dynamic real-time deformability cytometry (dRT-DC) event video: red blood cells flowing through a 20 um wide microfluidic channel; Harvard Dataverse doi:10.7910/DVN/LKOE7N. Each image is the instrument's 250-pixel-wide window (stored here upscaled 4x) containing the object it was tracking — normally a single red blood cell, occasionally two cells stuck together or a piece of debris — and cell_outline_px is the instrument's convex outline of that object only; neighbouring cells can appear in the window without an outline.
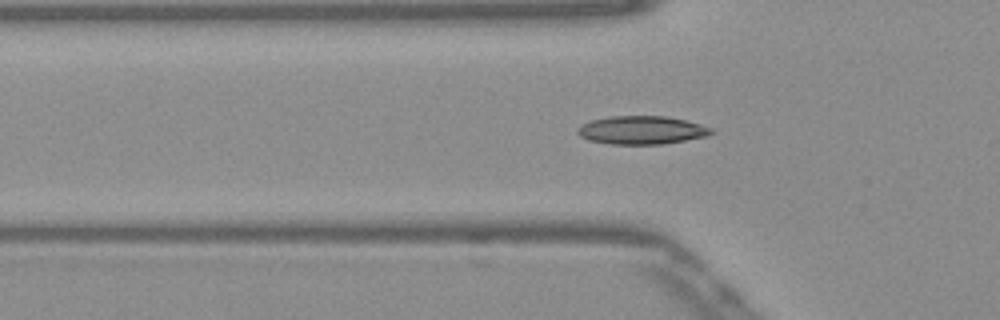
{"species": "Egyptian fruit bat (a non-hibernating species)", "species_latin": "Rousettus aegyptiacus", "temperature_condition": "warm", "stored_images_in_passage": 52, "camera_frame_rate_fps": 3000, "um_per_image_px": 0.085, "frame": {"image": 1, "passage_image": 16, "time_ms": 5.0, "image_size_px": [1000, 320], "cell_outline_px": [[716, 132], [708, 136], [660, 144], [612, 144], [588, 140], [580, 136], [576, 132], [576, 128], [580, 124], [592, 120], [608, 116], [668, 116], [688, 120], [712, 128]], "centroid_in_image_um": [54.54, 11.05], "position_along_channel_um": 71.3, "area_um2": 22.25}}
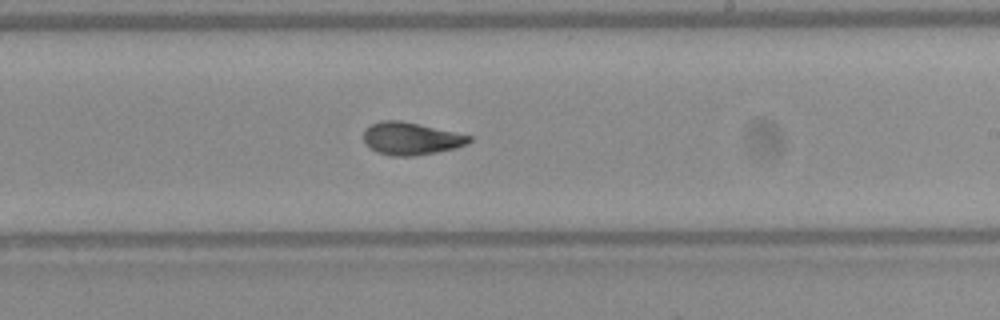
{"frame": {"image": 2, "passage_image": 30, "time_ms": 9.667, "image_size_px": [1000, 320], "cell_outline_px": [[472, 140], [468, 144], [456, 148], [416, 156], [392, 156], [376, 152], [368, 148], [364, 144], [364, 132], [372, 124], [380, 120], [400, 120], [420, 124], [472, 136]], "centroid_in_image_um": [34.93, 11.79], "position_along_channel_um": 254.1, "area_um2": 20.17}}
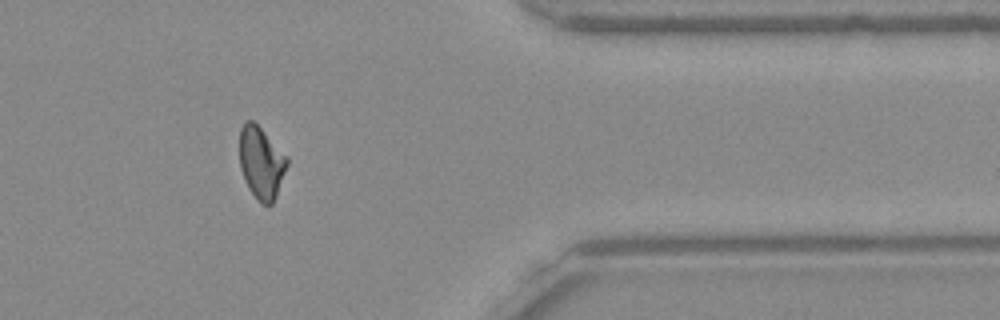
{"frame": {"image": 3, "passage_image": 42, "time_ms": 13.667, "image_size_px": [1000, 320], "cell_outline_px": [[288, 164], [276, 196], [272, 204], [260, 204], [256, 200], [248, 188], [244, 180], [240, 168], [240, 128], [244, 120], [252, 120], [288, 156]], "centroid_in_image_um": [22.2, 13.84], "position_along_channel_um": 389.2, "area_um2": 20.06}, "authors_computed_cell_mechanics": {"area_um2": 20.1144, "velocity_mm_per_s": 3.8915, "shape_relaxation_time_tau1_ms": 9.4744, "shape_relaxation_time_tau2_ms": 1.6607, "deformation_change_tau1": 0.2295, "deformation_change_tau2": 0.0609}}